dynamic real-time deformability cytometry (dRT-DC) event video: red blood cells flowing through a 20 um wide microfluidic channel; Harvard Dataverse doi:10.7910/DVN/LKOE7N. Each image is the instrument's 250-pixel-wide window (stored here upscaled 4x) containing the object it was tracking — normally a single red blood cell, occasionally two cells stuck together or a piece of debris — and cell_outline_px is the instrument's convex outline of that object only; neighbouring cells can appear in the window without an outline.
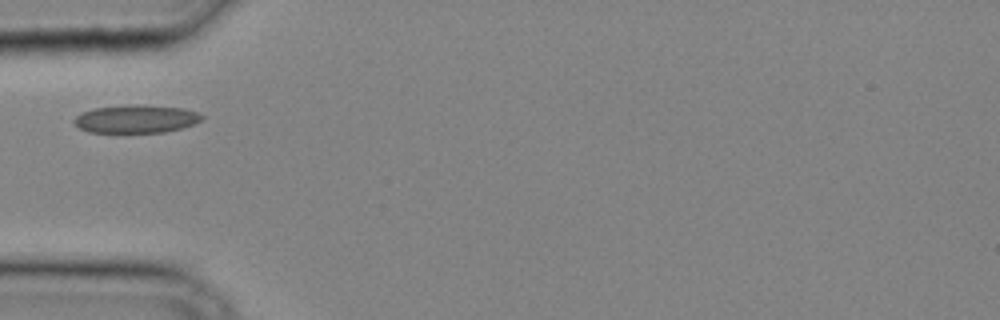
{"species": "common noctule bat (a hibernating species)", "species_latin": "Nyctalus noctula", "temperature_condition": "cold", "stored_images_in_passage": 20, "camera_frame_rate_fps": 3000, "um_per_image_px": 0.085, "animal": {"sex": "male", "body_mass_g": 20.4}, "frame": {"image": 1, "passage_image": 1, "time_ms": 0.0, "image_size_px": [1000, 320], "cell_outline_px": [[204, 116], [200, 120], [192, 124], [180, 128], [164, 132], [88, 132], [80, 128], [72, 120], [76, 116], [92, 108], [184, 108], [196, 112]], "centroid_in_image_um": [11.53, 10.17], "position_along_channel_um": 73.5, "area_um2": 19.31}}
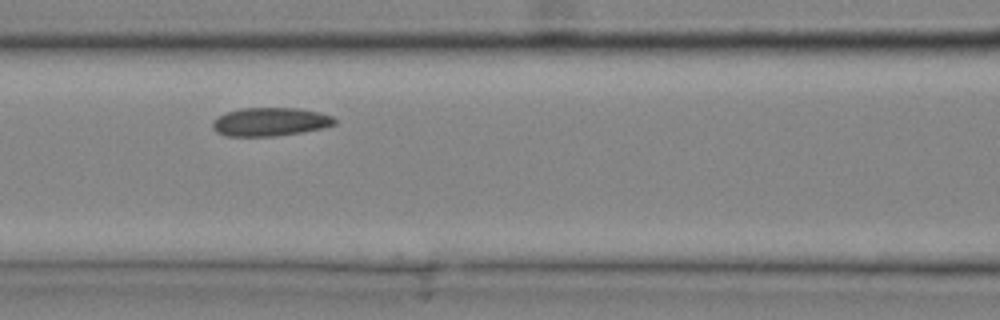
{"frame": {"image": 2, "passage_image": 5, "time_ms": 1.333, "image_size_px": [1000, 320], "cell_outline_px": [[336, 124], [324, 128], [276, 136], [224, 136], [216, 132], [212, 128], [212, 120], [224, 112], [240, 108], [296, 108], [320, 112], [332, 116], [336, 120]], "centroid_in_image_um": [22.93, 10.35], "position_along_channel_um": 143.7, "area_um2": 20.46}}
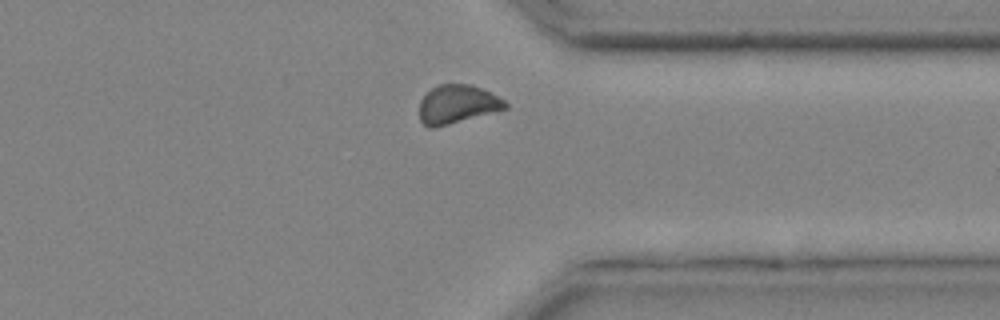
{"frame": {"image": 3, "passage_image": 18, "time_ms": 5.667, "image_size_px": [1000, 320], "cell_outline_px": [[508, 108], [496, 112], [432, 128], [428, 128], [420, 120], [420, 100], [432, 88], [440, 84], [472, 84], [504, 100], [508, 104]], "centroid_in_image_um": [38.87, 8.87], "position_along_channel_um": 372.5, "area_um2": 19.13}}